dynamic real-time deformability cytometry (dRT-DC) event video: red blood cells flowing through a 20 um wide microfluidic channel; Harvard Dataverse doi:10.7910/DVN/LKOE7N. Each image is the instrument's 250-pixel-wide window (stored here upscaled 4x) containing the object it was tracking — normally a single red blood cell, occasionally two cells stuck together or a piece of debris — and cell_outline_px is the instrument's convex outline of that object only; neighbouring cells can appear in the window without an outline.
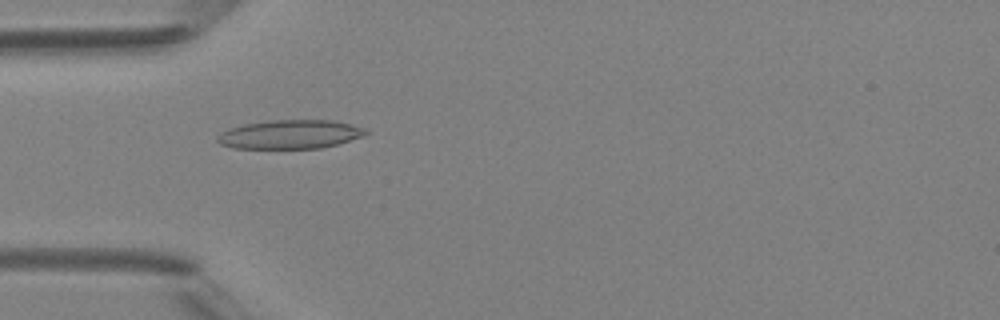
{"species": "Egyptian fruit bat (a non-hibernating species)", "species_latin": "Rousettus aegyptiacus", "temperature_condition": "room temperature", "stored_images_in_passage": 7, "camera_frame_rate_fps": 3000, "um_per_image_px": 0.085, "animal": {"sex": "female"}, "frame": {"image": 1, "passage_image": 4, "time_ms": 4.333, "image_size_px": [1000, 320], "cell_outline_px": [[368, 132], [364, 136], [336, 144], [320, 148], [232, 148], [220, 144], [216, 140], [216, 136], [220, 132], [228, 128], [244, 124], [268, 120], [332, 120], [352, 124], [364, 128]], "centroid_in_image_um": [24.61, 11.41], "position_along_channel_um": 60.4, "area_um2": 25.03}}
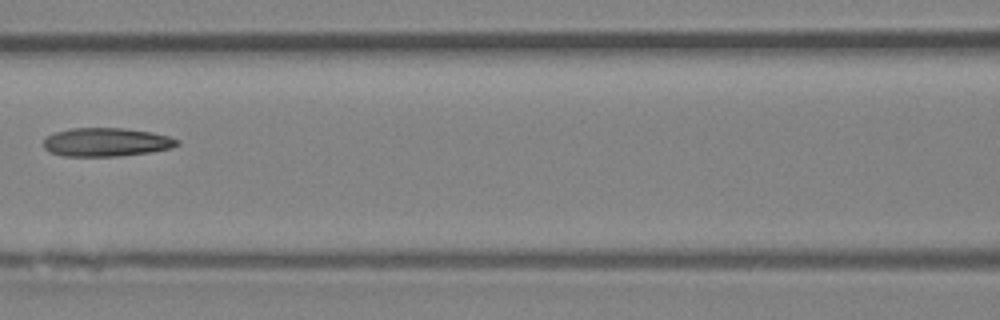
{"frame": {"image": 2, "passage_image": 6, "time_ms": 6.667, "image_size_px": [1000, 320], "cell_outline_px": [[180, 144], [172, 148], [152, 152], [120, 156], [64, 156], [52, 152], [44, 148], [44, 140], [48, 136], [56, 132], [72, 128], [124, 128], [152, 132], [168, 136], [180, 140]], "centroid_in_image_um": [9.09, 12.08], "position_along_channel_um": 157.5, "area_um2": 22.25}}
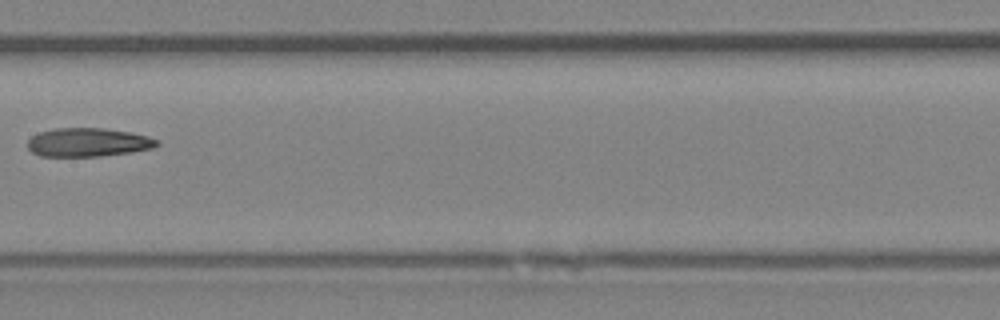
{"frame": {"image": 3, "passage_image": 7, "time_ms": 7.667, "image_size_px": [1000, 320], "cell_outline_px": [[160, 144], [152, 148], [132, 152], [100, 156], [40, 156], [32, 152], [28, 148], [28, 140], [32, 136], [40, 132], [56, 128], [104, 128], [132, 132], [148, 136], [160, 140]], "centroid_in_image_um": [7.52, 12.09], "position_along_channel_um": 199.9, "area_um2": 21.68}}